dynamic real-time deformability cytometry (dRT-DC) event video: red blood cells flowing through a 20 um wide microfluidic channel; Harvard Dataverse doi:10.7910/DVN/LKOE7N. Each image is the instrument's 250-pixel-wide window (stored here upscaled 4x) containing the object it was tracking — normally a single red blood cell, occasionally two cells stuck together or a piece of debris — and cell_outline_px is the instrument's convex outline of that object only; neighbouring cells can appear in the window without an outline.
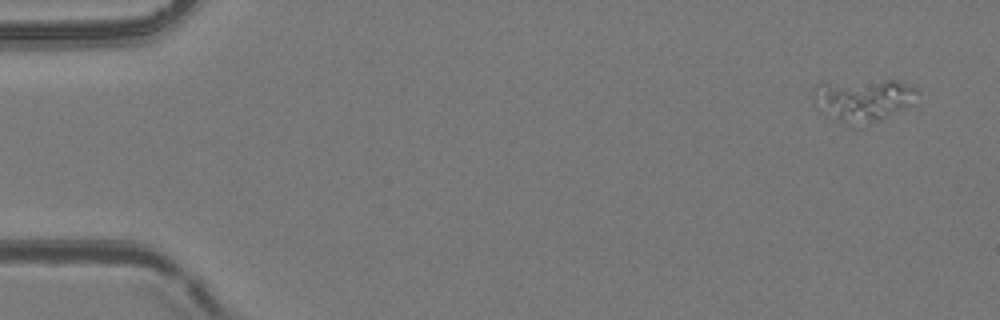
{"species": "common noctule bat (a hibernating species)", "species_latin": "Nyctalus noctula", "temperature_condition": "room temperature", "stored_images_in_passage": 5, "camera_frame_rate_fps": 3000, "um_per_image_px": 0.085, "animal": {"sex": "female", "body_mass_g": 24.6, "forearm_length_mm": 56.2}, "frame": {"image": 1, "passage_image": 1, "time_ms": 0.0, "image_size_px": [1000, 320], "cell_outline_px": [[916, 92], [908, 104], [904, 108], [880, 120], [856, 128], [836, 120], [828, 116], [816, 108], [816, 84], [888, 80], [896, 80], [916, 88]], "centroid_in_image_um": [73.34, 8.54], "position_along_channel_um": 11.7, "area_um2": 25.03}}
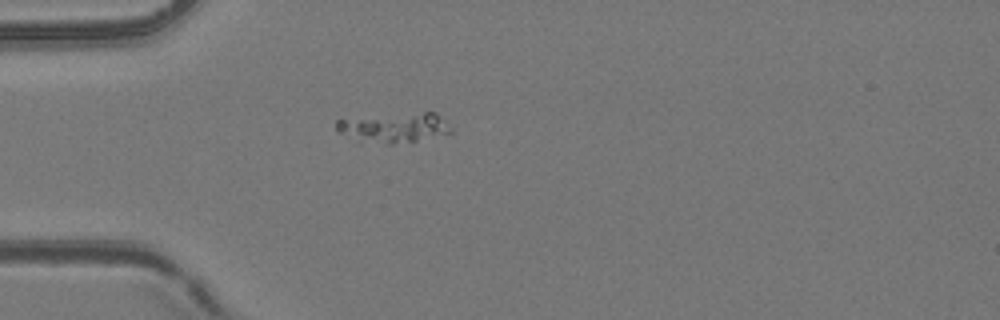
{"frame": {"image": 2, "passage_image": 5, "time_ms": 4.333, "image_size_px": [1000, 320], "cell_outline_px": [[452, 132], [416, 140], [392, 144], [360, 144], [340, 132], [336, 128], [336, 120], [424, 112], [436, 112], [452, 128]], "centroid_in_image_um": [33.46, 10.88], "position_along_channel_um": 51.5, "area_um2": 19.65}}